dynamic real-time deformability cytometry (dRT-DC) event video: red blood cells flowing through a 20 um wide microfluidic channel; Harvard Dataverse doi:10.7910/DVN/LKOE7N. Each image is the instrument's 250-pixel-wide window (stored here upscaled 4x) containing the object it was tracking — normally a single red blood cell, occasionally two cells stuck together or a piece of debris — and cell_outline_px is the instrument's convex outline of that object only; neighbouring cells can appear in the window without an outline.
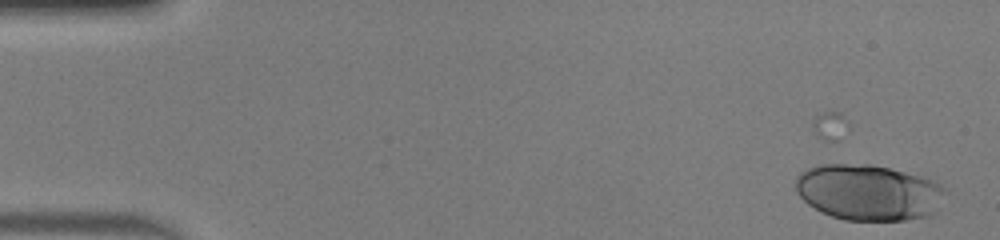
{"species": "human", "species_latin": "Homo sapiens", "temperature_condition": "warm", "stored_images_in_passage": 19, "camera_frame_rate_fps": 3000, "um_per_image_px": 0.085, "donor": {"sex": "male"}, "frame": {"image": 1, "passage_image": 1, "time_ms": 0.0, "image_size_px": [1000, 240], "cell_outline_px": [[948, 192], [932, 212], [928, 216], [904, 220], [844, 220], [820, 212], [808, 204], [796, 192], [796, 176], [800, 172], [808, 168], [820, 164], [872, 164], [920, 176], [932, 180], [940, 184]], "centroid_in_image_um": [73.79, 16.34], "position_along_channel_um": 11.2, "area_um2": 48.73}}
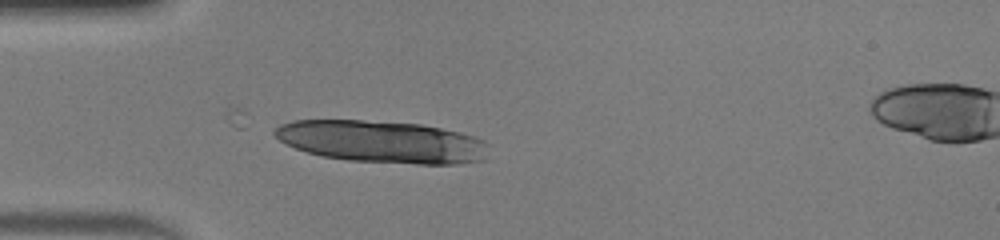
{"frame": {"image": 2, "passage_image": 14, "time_ms": 4.333, "image_size_px": [1000, 240], "cell_outline_px": [[488, 144], [484, 160], [460, 164], [416, 164], [348, 160], [324, 156], [308, 152], [296, 148], [280, 140], [272, 132], [280, 124], [292, 120], [364, 120], [420, 124], [460, 132], [484, 140]], "centroid_in_image_um": [32.48, 12.04], "position_along_channel_um": 52.5, "area_um2": 52.48}}